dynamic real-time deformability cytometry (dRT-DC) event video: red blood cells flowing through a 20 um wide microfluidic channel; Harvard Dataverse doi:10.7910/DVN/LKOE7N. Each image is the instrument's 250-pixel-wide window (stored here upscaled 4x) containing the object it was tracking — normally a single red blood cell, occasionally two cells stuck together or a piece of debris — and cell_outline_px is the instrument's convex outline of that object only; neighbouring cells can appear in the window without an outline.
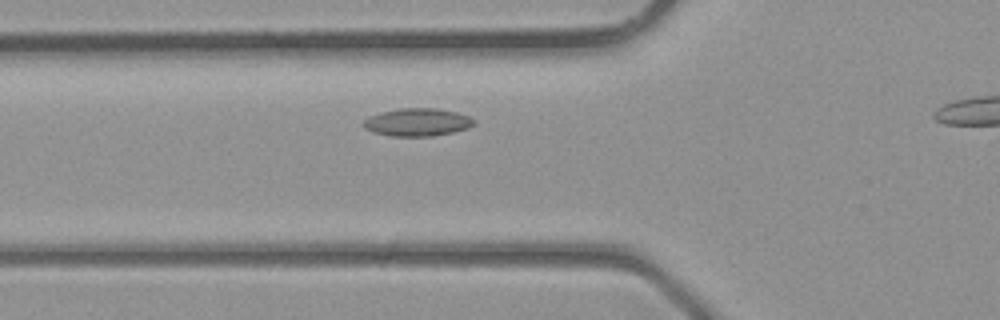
{"species": "common noctule bat (a hibernating species)", "species_latin": "Nyctalus noctula", "temperature_condition": "room temperature", "stored_images_in_passage": 26, "camera_frame_rate_fps": 3000, "um_per_image_px": 0.085, "animal": {"sex": "male", "body_mass_g": 23.1, "forearm_length_mm": 52.7}, "frame": {"image": 1, "passage_image": 8, "time_ms": 2.333, "image_size_px": [1000, 320], "cell_outline_px": [[476, 124], [468, 128], [452, 132], [432, 136], [392, 136], [372, 132], [364, 128], [360, 124], [368, 116], [380, 112], [400, 108], [436, 108], [456, 112], [468, 116], [476, 120]], "centroid_in_image_um": [35.45, 10.38], "position_along_channel_um": 90.4, "area_um2": 18.09}}
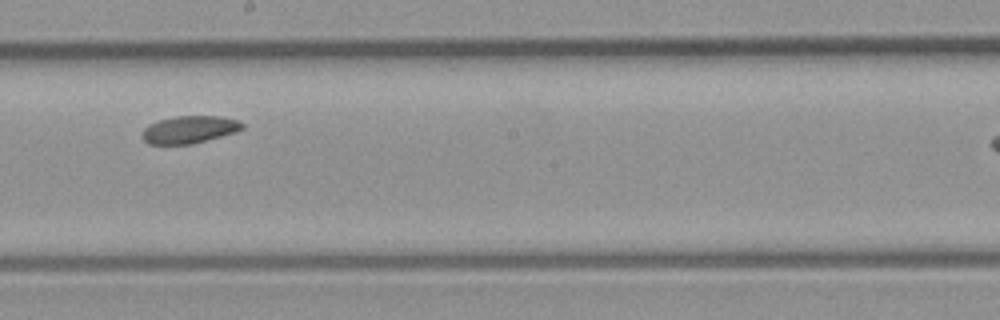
{"frame": {"image": 2, "passage_image": 16, "time_ms": 5.0, "image_size_px": [1000, 320], "cell_outline_px": [[244, 128], [236, 132], [192, 144], [148, 144], [140, 136], [144, 128], [148, 124], [160, 120], [176, 116], [220, 116], [240, 120], [244, 124]], "centroid_in_image_um": [16.1, 11.01], "position_along_channel_um": 232.1, "area_um2": 16.13}}
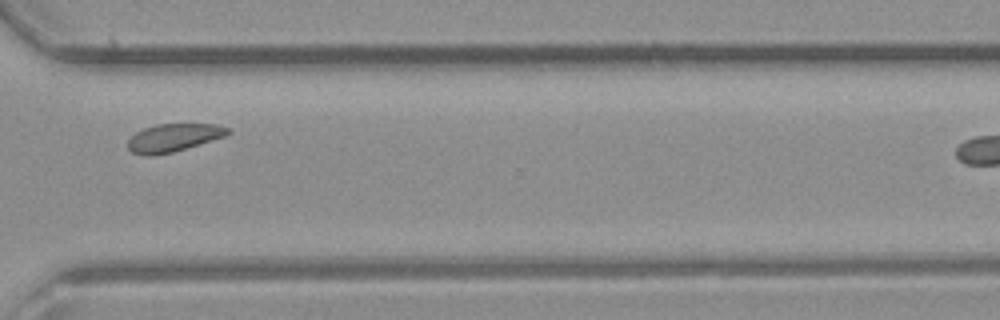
{"frame": {"image": 3, "passage_image": 23, "time_ms": 7.333, "image_size_px": [1000, 320], "cell_outline_px": [[232, 132], [224, 136], [172, 152], [156, 156], [144, 156], [132, 152], [128, 148], [128, 140], [136, 132], [144, 128], [156, 124], [216, 124], [232, 128]], "centroid_in_image_um": [14.74, 11.7], "position_along_channel_um": 355.9, "area_um2": 16.24}}